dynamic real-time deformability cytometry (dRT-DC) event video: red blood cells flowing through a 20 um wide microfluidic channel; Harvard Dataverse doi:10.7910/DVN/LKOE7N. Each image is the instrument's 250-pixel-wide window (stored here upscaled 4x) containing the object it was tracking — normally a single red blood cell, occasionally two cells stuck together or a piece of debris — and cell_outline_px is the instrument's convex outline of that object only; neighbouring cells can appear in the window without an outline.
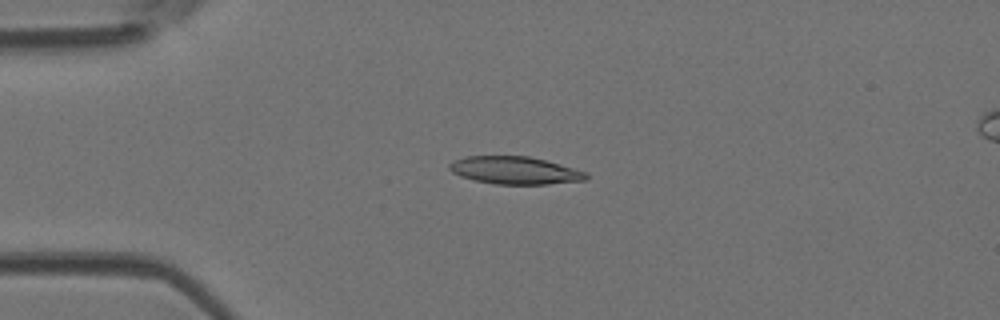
{"species": "Egyptian fruit bat (a non-hibernating species)", "species_latin": "Rousettus aegyptiacus", "temperature_condition": "room temperature", "stored_images_in_passage": 8, "camera_frame_rate_fps": 3000, "um_per_image_px": 0.085, "animal": {"sex": "female"}, "frame": {"image": 1, "passage_image": 4, "time_ms": 1.0, "image_size_px": [1000, 320], "cell_outline_px": [[588, 176], [584, 180], [548, 184], [496, 184], [476, 180], [460, 176], [452, 172], [448, 168], [448, 164], [464, 156], [528, 156], [544, 160], [588, 172]], "centroid_in_image_um": [43.75, 14.48], "position_along_channel_um": 41.3, "area_um2": 21.79}}
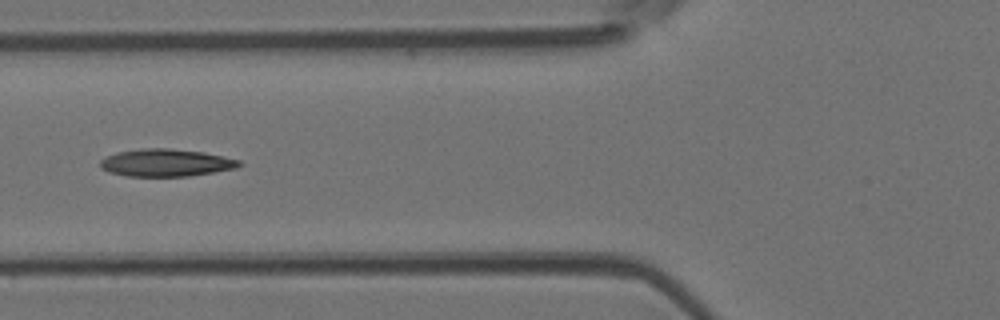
{"frame": {"image": 2, "passage_image": 6, "time_ms": 1.667, "image_size_px": [1000, 320], "cell_outline_px": [[244, 164], [236, 168], [188, 176], [128, 176], [108, 172], [100, 168], [100, 160], [116, 152], [140, 148], [168, 148], [204, 152], [224, 156], [240, 160]], "centroid_in_image_um": [14.11, 13.82], "position_along_channel_um": 111.7, "area_um2": 22.31}}
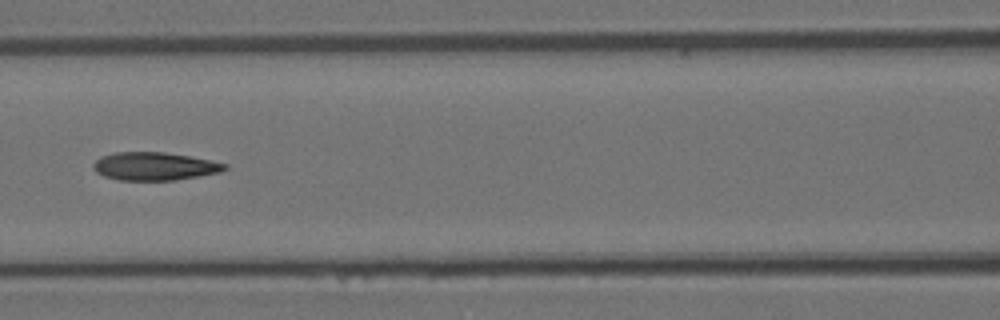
{"frame": {"image": 3, "passage_image": 7, "time_ms": 2.0, "image_size_px": [1000, 320], "cell_outline_px": [[228, 168], [220, 172], [172, 180], [120, 180], [104, 176], [96, 172], [92, 168], [92, 164], [100, 156], [116, 152], [164, 152], [188, 156], [228, 164]], "centroid_in_image_um": [13.08, 14.13], "position_along_channel_um": 153.5, "area_um2": 21.33}}